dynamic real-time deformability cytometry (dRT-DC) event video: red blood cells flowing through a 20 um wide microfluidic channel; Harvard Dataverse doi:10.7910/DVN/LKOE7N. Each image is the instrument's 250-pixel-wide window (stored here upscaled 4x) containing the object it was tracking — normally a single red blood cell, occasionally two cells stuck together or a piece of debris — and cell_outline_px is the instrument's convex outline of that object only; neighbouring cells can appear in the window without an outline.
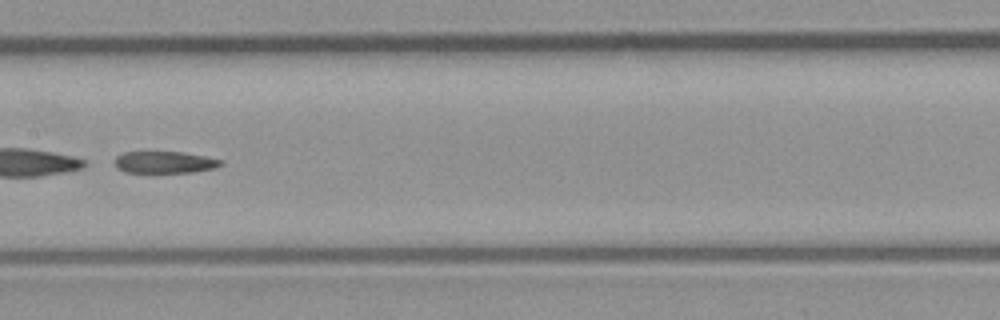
{"species": "common noctule bat (a hibernating species)", "species_latin": "Nyctalus noctula", "temperature_condition": "room temperature", "stored_images_in_passage": 37, "camera_frame_rate_fps": 3000, "um_per_image_px": 0.085, "animal": {"sex": "male", "body_mass_g": 23.1, "forearm_length_mm": 52.7}, "frame": {"image": 1, "passage_image": 16, "time_ms": 5.0, "image_size_px": [1000, 320], "cell_outline_px": [[224, 164], [216, 168], [192, 172], [124, 172], [116, 168], [116, 156], [124, 152], [184, 152], [224, 160]], "centroid_in_image_um": [14.04, 13.79], "position_along_channel_um": 193.4, "area_um2": 13.53}}
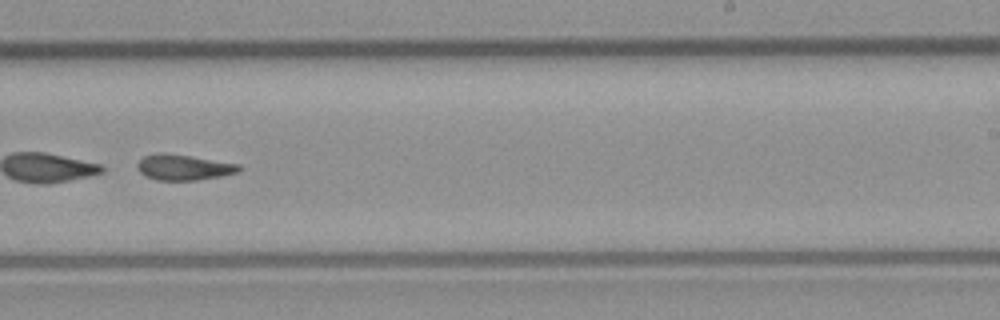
{"frame": {"image": 2, "passage_image": 22, "time_ms": 7.0, "image_size_px": [1000, 320], "cell_outline_px": [[240, 168], [236, 172], [220, 176], [196, 180], [156, 180], [144, 176], [136, 168], [136, 164], [144, 156], [156, 152], [164, 152], [240, 164]], "centroid_in_image_um": [15.53, 14.21], "position_along_channel_um": 273.5, "area_um2": 15.14}, "authors_computed_cell_mechanics": {"area_um2": 15.2014, "velocity_mm_per_s": 4.0054, "shape_relaxation_time_tau1_ms": 1.1081, "shape_relaxation_time_tau2_ms": 4.9011, "deformation_change_tau1": 0.2537, "deformation_change_tau2": 0.1503}}